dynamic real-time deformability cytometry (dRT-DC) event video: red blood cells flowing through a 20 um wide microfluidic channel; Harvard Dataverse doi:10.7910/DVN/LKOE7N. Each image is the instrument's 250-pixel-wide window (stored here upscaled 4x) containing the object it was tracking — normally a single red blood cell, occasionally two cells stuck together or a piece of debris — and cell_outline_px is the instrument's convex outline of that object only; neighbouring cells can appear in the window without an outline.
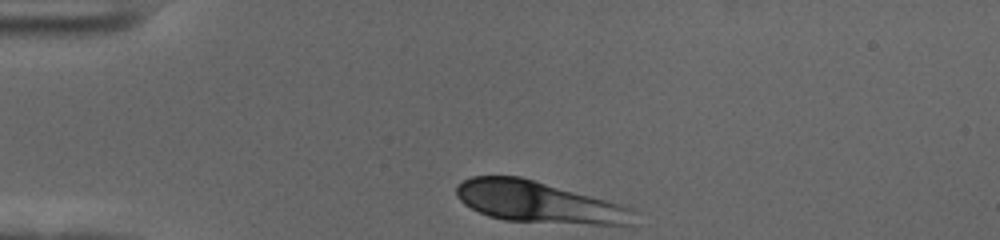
{"species": "human", "species_latin": "Homo sapiens", "temperature_condition": "cold", "stored_images_in_passage": 35, "camera_frame_rate_fps": 3000, "um_per_image_px": 0.085, "donor": {"sex": "female"}, "frame": {"image": 1, "passage_image": 1, "time_ms": 0.0, "image_size_px": [1000, 240], "cell_outline_px": [[640, 212], [628, 224], [588, 224], [504, 220], [488, 216], [464, 204], [456, 196], [456, 188], [464, 180], [472, 176], [520, 176], [620, 204], [632, 208]], "centroid_in_image_um": [45.77, 17.18], "position_along_channel_um": 39.2, "area_um2": 42.31}}
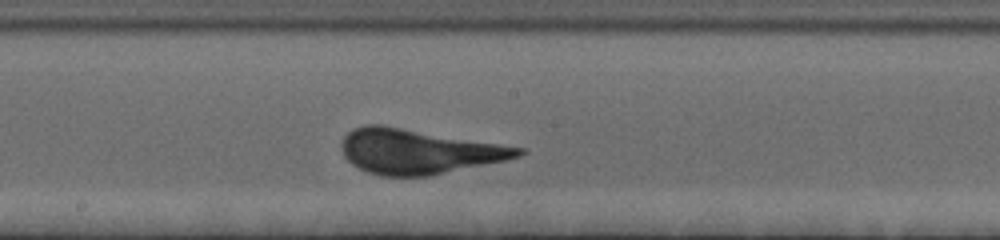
{"frame": {"image": 2, "passage_image": 19, "time_ms": 6.0, "image_size_px": [1000, 240], "cell_outline_px": [[528, 152], [520, 156], [508, 160], [428, 176], [380, 176], [356, 168], [344, 156], [340, 144], [344, 136], [352, 128], [364, 124], [384, 124], [524, 148]], "centroid_in_image_um": [35.54, 12.86], "position_along_channel_um": 212.7, "area_um2": 46.53}}
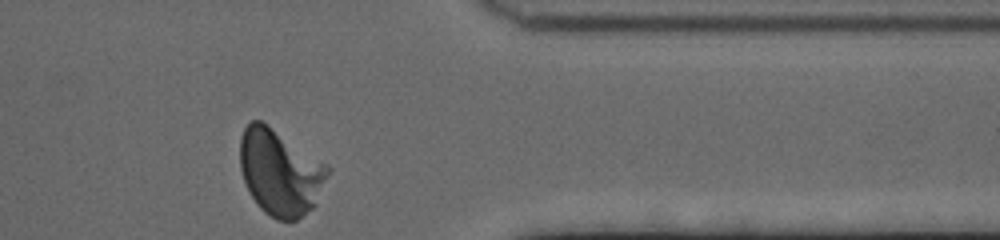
{"frame": {"image": 3, "passage_image": 35, "time_ms": 11.333, "image_size_px": [1000, 240], "cell_outline_px": [[332, 168], [316, 204], [312, 208], [296, 220], [276, 220], [264, 212], [260, 208], [248, 192], [240, 168], [240, 136], [244, 128], [252, 120], [260, 120], [328, 164]], "centroid_in_image_um": [23.82, 14.65], "position_along_channel_um": 387.6, "area_um2": 44.04}, "authors_computed_cell_mechanics": {"area_um2": 44.1592, "velocity_mm_per_s": 3.514, "shape_relaxation_time_tau1_ms": 4.2798, "shape_relaxation_time_tau2_ms": null, "deformation_change_tau1": 0.1416, "deformation_change_tau2": null}}